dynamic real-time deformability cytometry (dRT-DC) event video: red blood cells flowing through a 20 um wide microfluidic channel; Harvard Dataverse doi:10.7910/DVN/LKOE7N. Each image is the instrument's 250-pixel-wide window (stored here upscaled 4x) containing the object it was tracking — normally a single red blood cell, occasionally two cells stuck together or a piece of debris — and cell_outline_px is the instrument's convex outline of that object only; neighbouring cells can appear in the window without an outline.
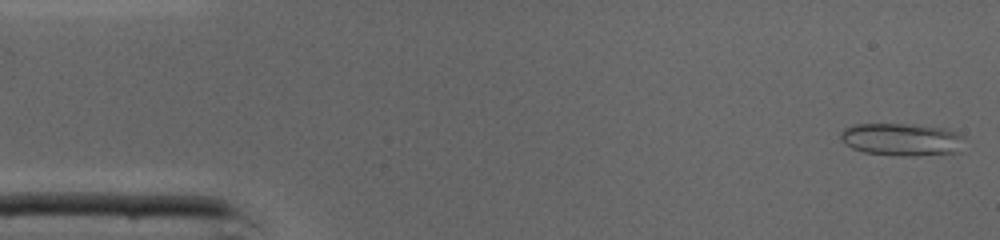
{"species": "common noctule bat (a hibernating species)", "species_latin": "Nyctalus noctula", "temperature_condition": "cold", "stored_images_in_passage": 45, "camera_frame_rate_fps": 3000, "um_per_image_px": 0.085, "animal": {"sex": "male", "body_mass_g": 19.0, "forearm_length_mm": 50.8}, "frame": {"image": 1, "passage_image": 1, "time_ms": 0.0, "image_size_px": [1000, 240], "cell_outline_px": [[964, 136], [960, 152], [916, 156], [896, 156], [864, 152], [852, 148], [844, 144], [840, 140], [840, 132], [844, 128], [856, 124], [904, 124], [944, 128], [956, 132]], "centroid_in_image_um": [76.62, 11.87], "position_along_channel_um": 8.4, "area_um2": 23.7}}
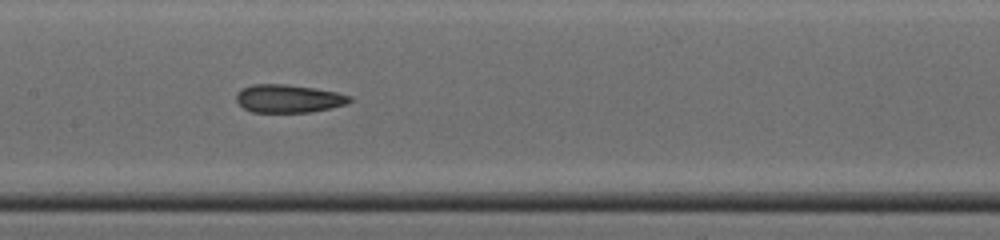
{"frame": {"image": 2, "passage_image": 21, "time_ms": 6.667, "image_size_px": [1000, 240], "cell_outline_px": [[352, 100], [348, 104], [312, 112], [252, 112], [244, 108], [236, 100], [236, 92], [240, 88], [252, 84], [284, 84], [316, 88], [336, 92], [352, 96]], "centroid_in_image_um": [24.52, 8.37], "position_along_channel_um": 182.9, "area_um2": 18.73}}
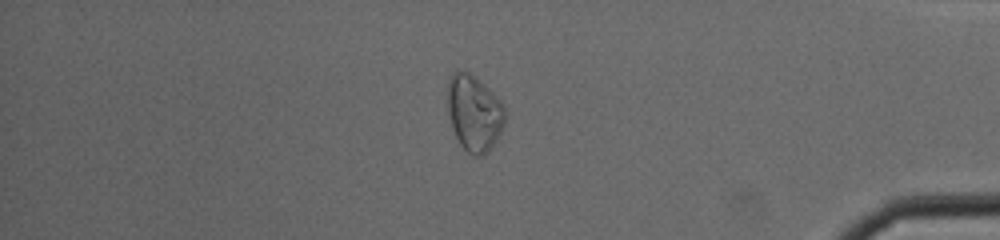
{"frame": {"image": 3, "passage_image": 38, "time_ms": 12.333, "image_size_px": [1000, 240], "cell_outline_px": [[504, 124], [500, 132], [492, 144], [480, 156], [472, 156], [460, 144], [452, 128], [448, 112], [448, 80], [452, 72], [468, 72], [500, 100], [504, 108]], "centroid_in_image_um": [40.27, 9.61], "position_along_channel_um": 394.9, "area_um2": 24.62}, "authors_computed_cell_mechanics": {"area_um2": 19.7676, "velocity_mm_per_s": 4.3721, "shape_relaxation_time_tau1_ms": null, "shape_relaxation_time_tau2_ms": 2.3241, "deformation_change_tau1": null, "deformation_change_tau2": 0.075}}